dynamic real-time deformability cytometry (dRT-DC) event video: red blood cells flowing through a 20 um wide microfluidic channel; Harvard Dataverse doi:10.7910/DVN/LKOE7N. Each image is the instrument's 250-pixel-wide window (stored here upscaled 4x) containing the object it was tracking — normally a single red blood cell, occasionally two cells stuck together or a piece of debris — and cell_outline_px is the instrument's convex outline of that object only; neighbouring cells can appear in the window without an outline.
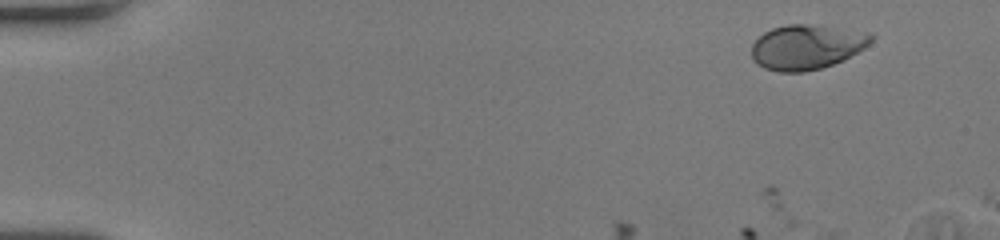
{"species": "human", "species_latin": "Homo sapiens", "temperature_condition": "room temperature", "stored_images_in_passage": 5, "camera_frame_rate_fps": 3000, "um_per_image_px": 0.085, "donor": {"sex": "female"}, "frame": {"image": 1, "passage_image": 1, "time_ms": 0.0, "image_size_px": [1000, 240], "cell_outline_px": [[876, 36], [864, 48], [844, 60], [820, 68], [804, 72], [780, 72], [764, 68], [756, 64], [752, 60], [752, 44], [764, 32], [772, 28], [788, 24], [804, 24], [872, 32]], "centroid_in_image_um": [68.57, 3.99], "position_along_channel_um": 16.4, "area_um2": 31.27}}